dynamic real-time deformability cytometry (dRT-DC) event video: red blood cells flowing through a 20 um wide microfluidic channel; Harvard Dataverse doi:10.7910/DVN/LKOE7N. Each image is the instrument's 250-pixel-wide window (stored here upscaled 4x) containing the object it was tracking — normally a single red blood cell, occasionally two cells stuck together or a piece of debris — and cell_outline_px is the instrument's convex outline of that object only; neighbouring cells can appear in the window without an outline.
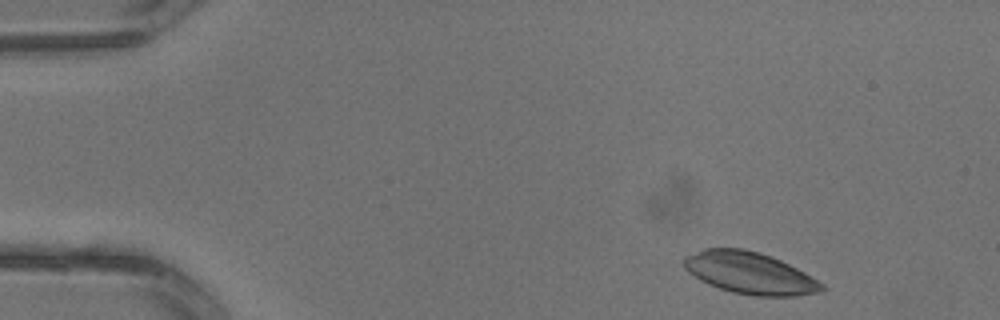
{"species": "common noctule bat (a hibernating species)", "species_latin": "Nyctalus noctula", "temperature_condition": "warm", "stored_images_in_passage": 3, "camera_frame_rate_fps": 3000, "um_per_image_px": 0.085, "animal": {"sex": "male", "body_mass_g": 13.3}, "frame": {"image": 1, "passage_image": 3, "time_ms": 0.667, "image_size_px": [1000, 320], "cell_outline_px": [[824, 288], [820, 292], [796, 296], [752, 296], [732, 292], [708, 284], [700, 280], [688, 272], [684, 268], [684, 256], [704, 248], [744, 248], [760, 252], [780, 260], [804, 272], [824, 284]], "centroid_in_image_um": [63.71, 23.2], "position_along_channel_um": 21.3, "area_um2": 33.64}}